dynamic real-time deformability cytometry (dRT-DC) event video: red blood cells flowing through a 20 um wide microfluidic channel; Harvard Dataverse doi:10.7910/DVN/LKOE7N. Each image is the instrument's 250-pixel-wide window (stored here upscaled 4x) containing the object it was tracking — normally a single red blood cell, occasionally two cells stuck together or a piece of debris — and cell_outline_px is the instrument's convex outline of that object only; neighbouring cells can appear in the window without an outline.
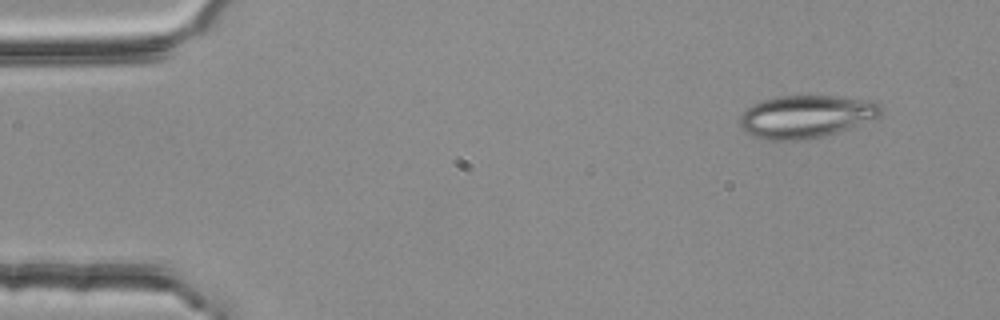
{"species": "common noctule bat (a hibernating species)", "species_latin": "Nyctalus noctula", "temperature_condition": "room temperature", "stored_images_in_passage": 4, "camera_frame_rate_fps": 3000, "um_per_image_px": 0.085, "animal": {"sex": "female", "body_mass_g": 25.1}, "frame": {"image": 1, "passage_image": 1, "time_ms": 0.0, "image_size_px": [1000, 320], "cell_outline_px": [[884, 108], [880, 116], [836, 132], [824, 136], [804, 140], [768, 140], [752, 136], [744, 132], [740, 128], [740, 116], [752, 104], [776, 96], [836, 96], [868, 100], [880, 104]], "centroid_in_image_um": [68.48, 9.91], "position_along_channel_um": 16.5, "area_um2": 35.03}}